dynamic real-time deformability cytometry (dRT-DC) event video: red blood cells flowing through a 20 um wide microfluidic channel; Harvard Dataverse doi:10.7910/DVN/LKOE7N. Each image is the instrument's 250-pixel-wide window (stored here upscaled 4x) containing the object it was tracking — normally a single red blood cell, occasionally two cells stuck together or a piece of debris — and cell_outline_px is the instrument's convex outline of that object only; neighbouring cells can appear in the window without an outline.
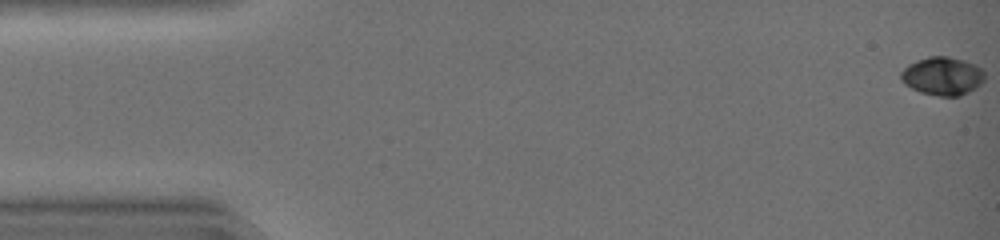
{"species": "common noctule bat (a hibernating species)", "species_latin": "Nyctalus noctula", "temperature_condition": "warm", "stored_images_in_passage": 34, "camera_frame_rate_fps": 3000, "um_per_image_px": 0.085, "animal": {"sex": "female", "body_mass_g": 19.0, "forearm_length_mm": 51.5}, "frame": {"image": 1, "passage_image": 1, "time_ms": 0.0, "image_size_px": [1000, 240], "cell_outline_px": [[984, 80], [976, 88], [960, 96], [940, 96], [920, 92], [904, 84], [900, 80], [900, 72], [908, 64], [916, 60], [928, 56], [948, 56], [964, 60], [976, 64], [984, 72]], "centroid_in_image_um": [80.09, 6.45], "position_along_channel_um": 4.9, "area_um2": 18.84}}
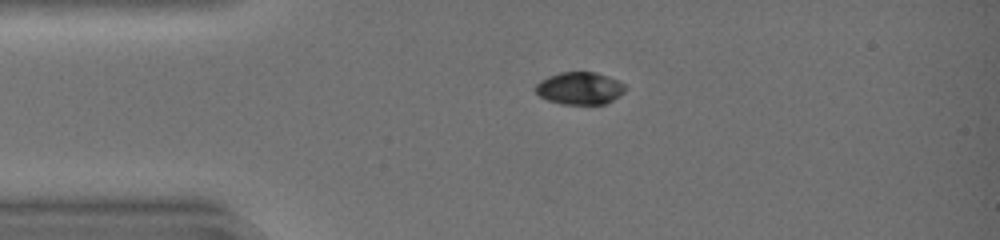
{"frame": {"image": 2, "passage_image": 11, "time_ms": 3.333, "image_size_px": [1000, 240], "cell_outline_px": [[628, 88], [624, 92], [612, 100], [604, 104], [560, 104], [548, 100], [540, 96], [532, 88], [540, 80], [548, 76], [560, 72], [596, 72], [608, 76], [624, 84]], "centroid_in_image_um": [49.25, 7.5], "position_along_channel_um": 35.7, "area_um2": 17.05}}
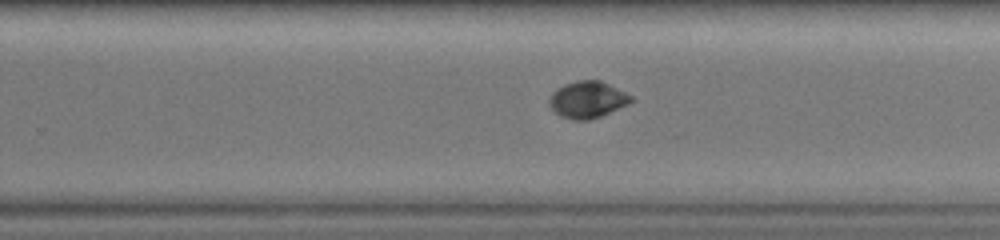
{"frame": {"image": 3, "passage_image": 30, "time_ms": 9.667, "image_size_px": [1000, 240], "cell_outline_px": [[632, 100], [628, 104], [600, 116], [588, 120], [572, 120], [560, 116], [548, 104], [548, 100], [552, 92], [556, 88], [564, 84], [580, 80], [600, 80], [632, 96]], "centroid_in_image_um": [49.89, 8.47], "position_along_channel_um": 279.9, "area_um2": 17.34}}